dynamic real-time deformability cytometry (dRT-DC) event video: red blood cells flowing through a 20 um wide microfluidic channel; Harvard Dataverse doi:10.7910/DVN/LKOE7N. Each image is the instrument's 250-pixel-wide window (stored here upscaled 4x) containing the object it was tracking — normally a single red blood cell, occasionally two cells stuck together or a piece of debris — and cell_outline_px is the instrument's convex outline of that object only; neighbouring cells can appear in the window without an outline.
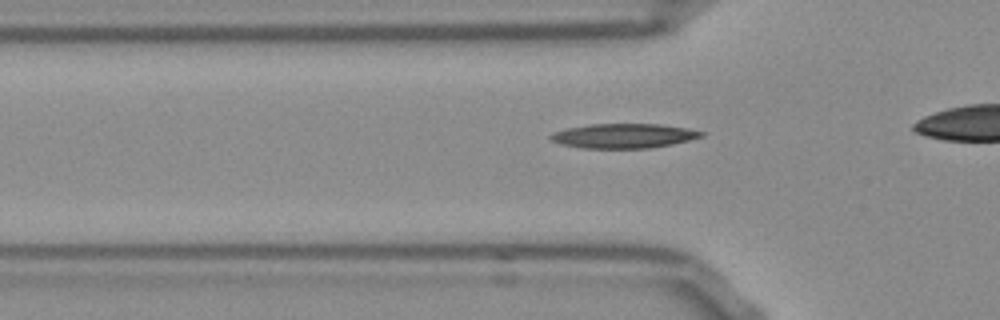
{"species": "Egyptian fruit bat (a non-hibernating species)", "species_latin": "Rousettus aegyptiacus", "temperature_condition": "room temperature", "stored_images_in_passage": 37, "camera_frame_rate_fps": 3000, "um_per_image_px": 0.085, "frame": {"image": 1, "passage_image": 12, "time_ms": 3.667, "image_size_px": [1000, 320], "cell_outline_px": [[704, 136], [672, 144], [648, 148], [580, 148], [560, 144], [552, 140], [548, 136], [552, 132], [564, 128], [588, 124], [660, 124], [684, 128], [704, 132]], "centroid_in_image_um": [52.93, 11.54], "position_along_channel_um": 72.9, "area_um2": 21.56}}
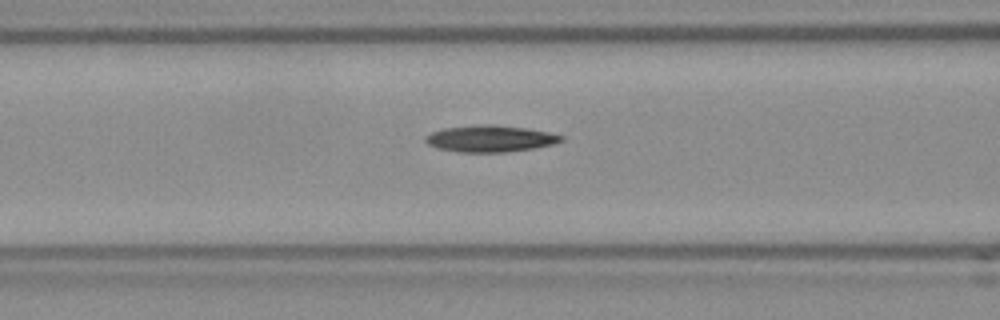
{"frame": {"image": 2, "passage_image": 16, "time_ms": 5.0, "image_size_px": [1000, 320], "cell_outline_px": [[564, 140], [552, 144], [532, 148], [504, 152], [460, 152], [436, 148], [428, 144], [424, 140], [424, 136], [432, 132], [444, 128], [484, 124], [492, 124], [528, 128], [548, 132], [564, 136]], "centroid_in_image_um": [41.64, 11.78], "position_along_channel_um": 125.0, "area_um2": 20.98}}